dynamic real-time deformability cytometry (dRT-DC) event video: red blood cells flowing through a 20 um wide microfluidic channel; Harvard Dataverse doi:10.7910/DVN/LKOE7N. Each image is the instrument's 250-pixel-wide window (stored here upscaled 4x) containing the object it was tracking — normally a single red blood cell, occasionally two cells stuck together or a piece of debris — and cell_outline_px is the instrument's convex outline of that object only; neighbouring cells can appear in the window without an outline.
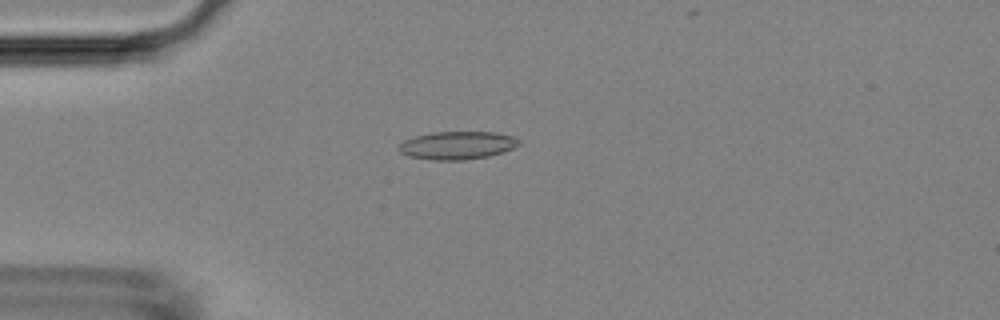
{"species": "Egyptian fruit bat (a non-hibernating species)", "species_latin": "Rousettus aegyptiacus", "temperature_condition": "room temperature", "stored_images_in_passage": 43, "camera_frame_rate_fps": 3000, "um_per_image_px": 0.085, "animal": {"sex": "female"}, "frame": {"image": 1, "passage_image": 4, "time_ms": 1.0, "image_size_px": [1000, 320], "cell_outline_px": [[520, 144], [512, 148], [488, 156], [464, 160], [432, 160], [408, 156], [400, 152], [396, 148], [404, 140], [416, 136], [432, 132], [496, 132], [516, 136], [520, 140]], "centroid_in_image_um": [38.86, 12.35], "position_along_channel_um": 46.1, "area_um2": 19.65}}
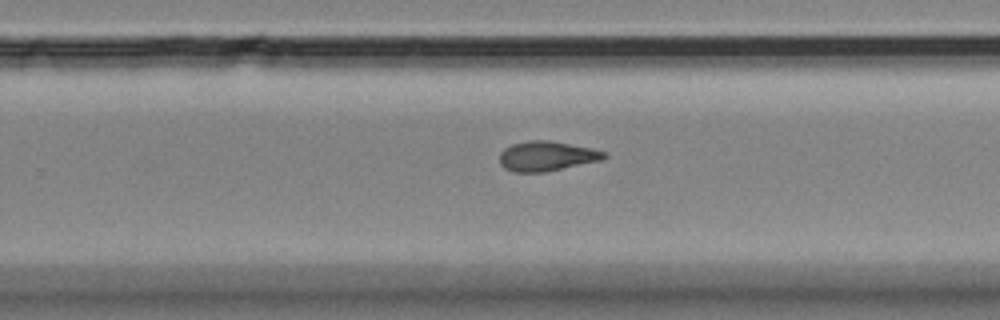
{"frame": {"image": 2, "passage_image": 24, "time_ms": 7.667, "image_size_px": [1000, 320], "cell_outline_px": [[608, 156], [600, 160], [544, 172], [512, 172], [504, 168], [500, 164], [500, 152], [504, 148], [512, 144], [528, 140], [548, 140], [592, 148], [608, 152]], "centroid_in_image_um": [46.45, 13.26], "position_along_channel_um": 283.3, "area_um2": 18.15}}
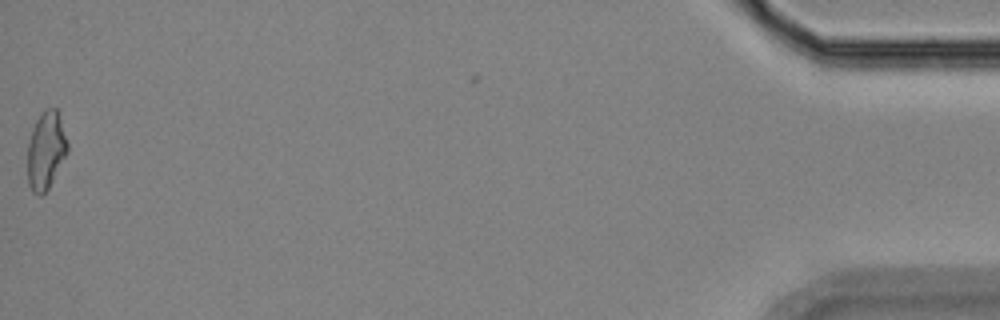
{"frame": {"image": 3, "passage_image": 43, "time_ms": 14.0, "image_size_px": [1000, 320], "cell_outline_px": [[68, 152], [48, 188], [40, 196], [32, 192], [28, 184], [28, 144], [32, 128], [40, 112], [44, 108], [56, 108], [60, 116], [68, 144]], "centroid_in_image_um": [3.9, 12.75], "position_along_channel_um": 431.3, "area_um2": 18.15}, "authors_computed_cell_mechanics": {"area_um2": 18.1492, "velocity_mm_per_s": 3.8045, "shape_relaxation_time_tau1_ms": null, "shape_relaxation_time_tau2_ms": 3.5589, "deformation_change_tau1": null, "deformation_change_tau2": 0.1205}}